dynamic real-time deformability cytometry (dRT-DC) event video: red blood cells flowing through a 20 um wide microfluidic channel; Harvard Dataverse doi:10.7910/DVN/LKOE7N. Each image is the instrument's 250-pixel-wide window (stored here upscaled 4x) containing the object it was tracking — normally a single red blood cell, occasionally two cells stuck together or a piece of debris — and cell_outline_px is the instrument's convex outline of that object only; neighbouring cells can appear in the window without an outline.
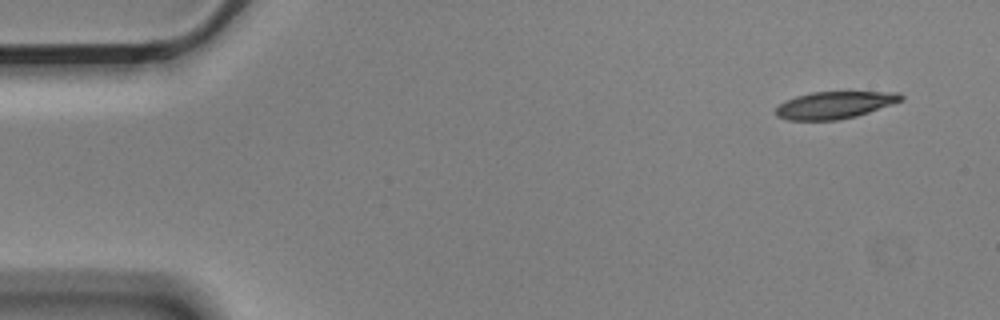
{"species": "Egyptian fruit bat (a non-hibernating species)", "species_latin": "Rousettus aegyptiacus", "temperature_condition": "cold", "stored_images_in_passage": 14, "camera_frame_rate_fps": 3000, "um_per_image_px": 0.085, "animal": {"sex": "male"}, "frame": {"image": 1, "passage_image": 1, "time_ms": 0.0, "image_size_px": [1000, 320], "cell_outline_px": [[904, 100], [856, 116], [836, 120], [788, 120], [776, 116], [776, 108], [780, 104], [796, 96], [812, 92], [900, 92], [904, 96]], "centroid_in_image_um": [70.96, 8.92], "position_along_channel_um": 14.0, "area_um2": 19.65}}
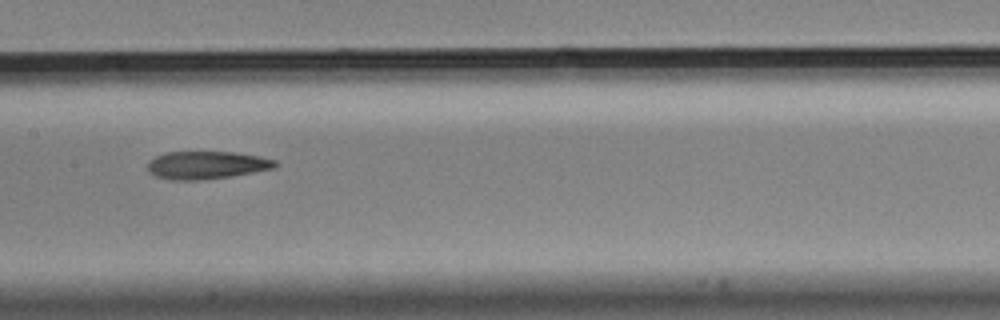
{"frame": {"image": 2, "passage_image": 7, "time_ms": 2.0, "image_size_px": [1000, 320], "cell_outline_px": [[280, 164], [276, 168], [232, 176], [200, 180], [172, 180], [156, 176], [148, 172], [148, 160], [156, 156], [168, 152], [232, 152], [260, 156], [276, 160]], "centroid_in_image_um": [17.59, 14.03], "position_along_channel_um": 189.8, "area_um2": 20.81}}
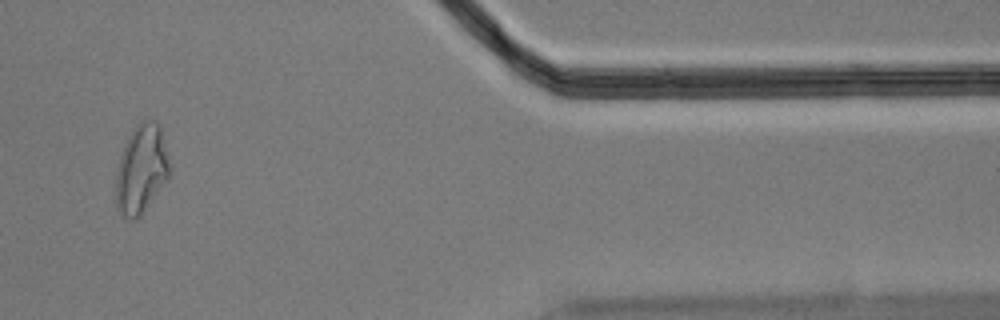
{"frame": {"image": 3, "passage_image": 12, "time_ms": 3.667, "image_size_px": [1000, 320], "cell_outline_px": [[172, 168], [168, 180], [140, 216], [136, 220], [128, 220], [124, 216], [116, 204], [116, 172], [120, 156], [124, 144], [132, 128], [140, 120], [156, 120], [160, 124], [172, 164]], "centroid_in_image_um": [12.06, 14.33], "position_along_channel_um": 399.3, "area_um2": 28.55}}